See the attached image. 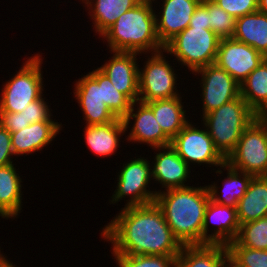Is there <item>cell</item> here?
I'll return each mask as SVG.
<instances>
[{
  "mask_svg": "<svg viewBox=\"0 0 267 267\" xmlns=\"http://www.w3.org/2000/svg\"><path fill=\"white\" fill-rule=\"evenodd\" d=\"M101 231L111 254L178 256L182 244L173 235L156 202L121 208Z\"/></svg>",
  "mask_w": 267,
  "mask_h": 267,
  "instance_id": "cell-1",
  "label": "cell"
},
{
  "mask_svg": "<svg viewBox=\"0 0 267 267\" xmlns=\"http://www.w3.org/2000/svg\"><path fill=\"white\" fill-rule=\"evenodd\" d=\"M210 195L207 186L158 190L156 204L182 245H203V222Z\"/></svg>",
  "mask_w": 267,
  "mask_h": 267,
  "instance_id": "cell-2",
  "label": "cell"
},
{
  "mask_svg": "<svg viewBox=\"0 0 267 267\" xmlns=\"http://www.w3.org/2000/svg\"><path fill=\"white\" fill-rule=\"evenodd\" d=\"M153 2L141 1L122 14L100 37L110 51L151 54L164 50L156 34ZM154 8V9H153Z\"/></svg>",
  "mask_w": 267,
  "mask_h": 267,
  "instance_id": "cell-3",
  "label": "cell"
},
{
  "mask_svg": "<svg viewBox=\"0 0 267 267\" xmlns=\"http://www.w3.org/2000/svg\"><path fill=\"white\" fill-rule=\"evenodd\" d=\"M258 117L239 95L212 112L204 115L201 122L213 140L215 148L227 157L234 151L244 130Z\"/></svg>",
  "mask_w": 267,
  "mask_h": 267,
  "instance_id": "cell-4",
  "label": "cell"
},
{
  "mask_svg": "<svg viewBox=\"0 0 267 267\" xmlns=\"http://www.w3.org/2000/svg\"><path fill=\"white\" fill-rule=\"evenodd\" d=\"M220 38L210 29L189 26L164 46V52L175 56L178 64L197 69L215 63Z\"/></svg>",
  "mask_w": 267,
  "mask_h": 267,
  "instance_id": "cell-5",
  "label": "cell"
},
{
  "mask_svg": "<svg viewBox=\"0 0 267 267\" xmlns=\"http://www.w3.org/2000/svg\"><path fill=\"white\" fill-rule=\"evenodd\" d=\"M42 55L36 53L26 60L0 92V112L16 113L43 96Z\"/></svg>",
  "mask_w": 267,
  "mask_h": 267,
  "instance_id": "cell-6",
  "label": "cell"
},
{
  "mask_svg": "<svg viewBox=\"0 0 267 267\" xmlns=\"http://www.w3.org/2000/svg\"><path fill=\"white\" fill-rule=\"evenodd\" d=\"M226 163L232 168L254 177L267 176V126L266 120L258 116L244 130L234 151Z\"/></svg>",
  "mask_w": 267,
  "mask_h": 267,
  "instance_id": "cell-7",
  "label": "cell"
},
{
  "mask_svg": "<svg viewBox=\"0 0 267 267\" xmlns=\"http://www.w3.org/2000/svg\"><path fill=\"white\" fill-rule=\"evenodd\" d=\"M121 171L118 172L117 186L112 195L110 204H117L123 198H129L126 205L138 206L155 202L157 190L149 189L152 180L151 163L144 157L133 158L128 163H123ZM148 188V189H147Z\"/></svg>",
  "mask_w": 267,
  "mask_h": 267,
  "instance_id": "cell-8",
  "label": "cell"
},
{
  "mask_svg": "<svg viewBox=\"0 0 267 267\" xmlns=\"http://www.w3.org/2000/svg\"><path fill=\"white\" fill-rule=\"evenodd\" d=\"M164 50L152 53L139 68V99L146 103L154 100L171 99L181 96L177 90V74L174 66L166 60Z\"/></svg>",
  "mask_w": 267,
  "mask_h": 267,
  "instance_id": "cell-9",
  "label": "cell"
},
{
  "mask_svg": "<svg viewBox=\"0 0 267 267\" xmlns=\"http://www.w3.org/2000/svg\"><path fill=\"white\" fill-rule=\"evenodd\" d=\"M205 129H199L189 121L171 140L170 146L190 166L206 164L208 167L222 166L226 159L215 148L212 138ZM192 163V164H191Z\"/></svg>",
  "mask_w": 267,
  "mask_h": 267,
  "instance_id": "cell-10",
  "label": "cell"
},
{
  "mask_svg": "<svg viewBox=\"0 0 267 267\" xmlns=\"http://www.w3.org/2000/svg\"><path fill=\"white\" fill-rule=\"evenodd\" d=\"M192 74L201 77L202 117L240 95V84L216 63L201 67Z\"/></svg>",
  "mask_w": 267,
  "mask_h": 267,
  "instance_id": "cell-11",
  "label": "cell"
},
{
  "mask_svg": "<svg viewBox=\"0 0 267 267\" xmlns=\"http://www.w3.org/2000/svg\"><path fill=\"white\" fill-rule=\"evenodd\" d=\"M265 58L251 46L231 37L220 39L215 63L241 84Z\"/></svg>",
  "mask_w": 267,
  "mask_h": 267,
  "instance_id": "cell-12",
  "label": "cell"
},
{
  "mask_svg": "<svg viewBox=\"0 0 267 267\" xmlns=\"http://www.w3.org/2000/svg\"><path fill=\"white\" fill-rule=\"evenodd\" d=\"M131 120H134L133 127L129 129ZM123 122L126 131L127 129L130 130L126 138L128 142L145 143V145L151 146L150 148L152 149L171 144V140L164 134L161 126L157 123L152 109L146 103L140 101L133 102L127 115L123 118Z\"/></svg>",
  "mask_w": 267,
  "mask_h": 267,
  "instance_id": "cell-13",
  "label": "cell"
},
{
  "mask_svg": "<svg viewBox=\"0 0 267 267\" xmlns=\"http://www.w3.org/2000/svg\"><path fill=\"white\" fill-rule=\"evenodd\" d=\"M112 58L98 67L121 93L125 94L132 102L139 99V65L138 53L111 51Z\"/></svg>",
  "mask_w": 267,
  "mask_h": 267,
  "instance_id": "cell-14",
  "label": "cell"
},
{
  "mask_svg": "<svg viewBox=\"0 0 267 267\" xmlns=\"http://www.w3.org/2000/svg\"><path fill=\"white\" fill-rule=\"evenodd\" d=\"M161 12L155 13L156 34L164 47L189 27L190 20L202 0H161ZM162 13V14H161ZM161 14V15H160Z\"/></svg>",
  "mask_w": 267,
  "mask_h": 267,
  "instance_id": "cell-15",
  "label": "cell"
},
{
  "mask_svg": "<svg viewBox=\"0 0 267 267\" xmlns=\"http://www.w3.org/2000/svg\"><path fill=\"white\" fill-rule=\"evenodd\" d=\"M212 222L214 231L209 234ZM240 224L237 218L236 207L218 204L211 199L207 204L203 222V245L223 244L228 245L234 241L239 233Z\"/></svg>",
  "mask_w": 267,
  "mask_h": 267,
  "instance_id": "cell-16",
  "label": "cell"
},
{
  "mask_svg": "<svg viewBox=\"0 0 267 267\" xmlns=\"http://www.w3.org/2000/svg\"><path fill=\"white\" fill-rule=\"evenodd\" d=\"M76 98L84 115L85 125L107 124L118 119L102 101L101 85L88 73L74 85Z\"/></svg>",
  "mask_w": 267,
  "mask_h": 267,
  "instance_id": "cell-17",
  "label": "cell"
},
{
  "mask_svg": "<svg viewBox=\"0 0 267 267\" xmlns=\"http://www.w3.org/2000/svg\"><path fill=\"white\" fill-rule=\"evenodd\" d=\"M159 152L151 165L152 179L162 185L165 190L189 187L185 184L190 177V167L169 145L153 148ZM162 151V152H161ZM154 162V163H153Z\"/></svg>",
  "mask_w": 267,
  "mask_h": 267,
  "instance_id": "cell-18",
  "label": "cell"
},
{
  "mask_svg": "<svg viewBox=\"0 0 267 267\" xmlns=\"http://www.w3.org/2000/svg\"><path fill=\"white\" fill-rule=\"evenodd\" d=\"M59 123L56 121L34 122L18 132L11 133L13 154L27 156L44 149L62 130V124Z\"/></svg>",
  "mask_w": 267,
  "mask_h": 267,
  "instance_id": "cell-19",
  "label": "cell"
},
{
  "mask_svg": "<svg viewBox=\"0 0 267 267\" xmlns=\"http://www.w3.org/2000/svg\"><path fill=\"white\" fill-rule=\"evenodd\" d=\"M83 132L88 149L98 157H109L119 150L120 137L126 129L123 119L118 118L107 124L85 125Z\"/></svg>",
  "mask_w": 267,
  "mask_h": 267,
  "instance_id": "cell-20",
  "label": "cell"
},
{
  "mask_svg": "<svg viewBox=\"0 0 267 267\" xmlns=\"http://www.w3.org/2000/svg\"><path fill=\"white\" fill-rule=\"evenodd\" d=\"M221 169L227 170V179L224 178L223 180V187L220 190L222 191L221 194H219V187H217L218 185L215 184V182L211 185H206L210 199L218 204L237 207L238 201L246 193L248 186L254 176L234 169L228 163L220 166V168L215 171L216 174H222L223 171Z\"/></svg>",
  "mask_w": 267,
  "mask_h": 267,
  "instance_id": "cell-21",
  "label": "cell"
},
{
  "mask_svg": "<svg viewBox=\"0 0 267 267\" xmlns=\"http://www.w3.org/2000/svg\"><path fill=\"white\" fill-rule=\"evenodd\" d=\"M14 164L0 167V216L17 218L22 210V178L16 172Z\"/></svg>",
  "mask_w": 267,
  "mask_h": 267,
  "instance_id": "cell-22",
  "label": "cell"
},
{
  "mask_svg": "<svg viewBox=\"0 0 267 267\" xmlns=\"http://www.w3.org/2000/svg\"><path fill=\"white\" fill-rule=\"evenodd\" d=\"M239 224L267 217V176L253 177L246 193L238 201Z\"/></svg>",
  "mask_w": 267,
  "mask_h": 267,
  "instance_id": "cell-23",
  "label": "cell"
},
{
  "mask_svg": "<svg viewBox=\"0 0 267 267\" xmlns=\"http://www.w3.org/2000/svg\"><path fill=\"white\" fill-rule=\"evenodd\" d=\"M89 10L95 33L101 36L125 12L137 6L141 0H83Z\"/></svg>",
  "mask_w": 267,
  "mask_h": 267,
  "instance_id": "cell-24",
  "label": "cell"
},
{
  "mask_svg": "<svg viewBox=\"0 0 267 267\" xmlns=\"http://www.w3.org/2000/svg\"><path fill=\"white\" fill-rule=\"evenodd\" d=\"M182 97L162 99L146 102L152 109L157 123L161 126L164 134L172 140L190 121L187 120L186 110L182 104Z\"/></svg>",
  "mask_w": 267,
  "mask_h": 267,
  "instance_id": "cell-25",
  "label": "cell"
},
{
  "mask_svg": "<svg viewBox=\"0 0 267 267\" xmlns=\"http://www.w3.org/2000/svg\"><path fill=\"white\" fill-rule=\"evenodd\" d=\"M233 38L251 46L267 58V14L256 11L237 18Z\"/></svg>",
  "mask_w": 267,
  "mask_h": 267,
  "instance_id": "cell-26",
  "label": "cell"
},
{
  "mask_svg": "<svg viewBox=\"0 0 267 267\" xmlns=\"http://www.w3.org/2000/svg\"><path fill=\"white\" fill-rule=\"evenodd\" d=\"M228 254L227 245H183L174 267H221Z\"/></svg>",
  "mask_w": 267,
  "mask_h": 267,
  "instance_id": "cell-27",
  "label": "cell"
},
{
  "mask_svg": "<svg viewBox=\"0 0 267 267\" xmlns=\"http://www.w3.org/2000/svg\"><path fill=\"white\" fill-rule=\"evenodd\" d=\"M240 96L258 116L267 110V58L240 84Z\"/></svg>",
  "mask_w": 267,
  "mask_h": 267,
  "instance_id": "cell-28",
  "label": "cell"
},
{
  "mask_svg": "<svg viewBox=\"0 0 267 267\" xmlns=\"http://www.w3.org/2000/svg\"><path fill=\"white\" fill-rule=\"evenodd\" d=\"M89 74L101 85L102 101L117 118L123 119L133 102L125 94L119 92L98 68Z\"/></svg>",
  "mask_w": 267,
  "mask_h": 267,
  "instance_id": "cell-29",
  "label": "cell"
},
{
  "mask_svg": "<svg viewBox=\"0 0 267 267\" xmlns=\"http://www.w3.org/2000/svg\"><path fill=\"white\" fill-rule=\"evenodd\" d=\"M235 240L246 248L267 250V217L241 224Z\"/></svg>",
  "mask_w": 267,
  "mask_h": 267,
  "instance_id": "cell-30",
  "label": "cell"
},
{
  "mask_svg": "<svg viewBox=\"0 0 267 267\" xmlns=\"http://www.w3.org/2000/svg\"><path fill=\"white\" fill-rule=\"evenodd\" d=\"M209 29L220 39L231 38L235 34L236 19L225 12L212 0H208Z\"/></svg>",
  "mask_w": 267,
  "mask_h": 267,
  "instance_id": "cell-31",
  "label": "cell"
},
{
  "mask_svg": "<svg viewBox=\"0 0 267 267\" xmlns=\"http://www.w3.org/2000/svg\"><path fill=\"white\" fill-rule=\"evenodd\" d=\"M117 267H174L177 256L113 254Z\"/></svg>",
  "mask_w": 267,
  "mask_h": 267,
  "instance_id": "cell-32",
  "label": "cell"
},
{
  "mask_svg": "<svg viewBox=\"0 0 267 267\" xmlns=\"http://www.w3.org/2000/svg\"><path fill=\"white\" fill-rule=\"evenodd\" d=\"M228 254L243 267H267V250L241 246L236 240L227 245Z\"/></svg>",
  "mask_w": 267,
  "mask_h": 267,
  "instance_id": "cell-33",
  "label": "cell"
},
{
  "mask_svg": "<svg viewBox=\"0 0 267 267\" xmlns=\"http://www.w3.org/2000/svg\"><path fill=\"white\" fill-rule=\"evenodd\" d=\"M235 19L258 11V0H212Z\"/></svg>",
  "mask_w": 267,
  "mask_h": 267,
  "instance_id": "cell-34",
  "label": "cell"
},
{
  "mask_svg": "<svg viewBox=\"0 0 267 267\" xmlns=\"http://www.w3.org/2000/svg\"><path fill=\"white\" fill-rule=\"evenodd\" d=\"M49 107L50 106H48L45 98L42 96L39 99L32 101L28 107L22 111V114L30 124L40 121H54L53 117H51L52 113Z\"/></svg>",
  "mask_w": 267,
  "mask_h": 267,
  "instance_id": "cell-35",
  "label": "cell"
},
{
  "mask_svg": "<svg viewBox=\"0 0 267 267\" xmlns=\"http://www.w3.org/2000/svg\"><path fill=\"white\" fill-rule=\"evenodd\" d=\"M0 125L11 134L29 126L30 123L26 121L22 111L16 113L0 112Z\"/></svg>",
  "mask_w": 267,
  "mask_h": 267,
  "instance_id": "cell-36",
  "label": "cell"
},
{
  "mask_svg": "<svg viewBox=\"0 0 267 267\" xmlns=\"http://www.w3.org/2000/svg\"><path fill=\"white\" fill-rule=\"evenodd\" d=\"M13 156L11 134L0 125V167L12 164Z\"/></svg>",
  "mask_w": 267,
  "mask_h": 267,
  "instance_id": "cell-37",
  "label": "cell"
},
{
  "mask_svg": "<svg viewBox=\"0 0 267 267\" xmlns=\"http://www.w3.org/2000/svg\"><path fill=\"white\" fill-rule=\"evenodd\" d=\"M189 26L204 27L209 29V13H208V0H202V2L196 8Z\"/></svg>",
  "mask_w": 267,
  "mask_h": 267,
  "instance_id": "cell-38",
  "label": "cell"
},
{
  "mask_svg": "<svg viewBox=\"0 0 267 267\" xmlns=\"http://www.w3.org/2000/svg\"><path fill=\"white\" fill-rule=\"evenodd\" d=\"M221 267H243L238 262H236L229 254L225 256V259Z\"/></svg>",
  "mask_w": 267,
  "mask_h": 267,
  "instance_id": "cell-39",
  "label": "cell"
},
{
  "mask_svg": "<svg viewBox=\"0 0 267 267\" xmlns=\"http://www.w3.org/2000/svg\"><path fill=\"white\" fill-rule=\"evenodd\" d=\"M258 11L267 14V0H258Z\"/></svg>",
  "mask_w": 267,
  "mask_h": 267,
  "instance_id": "cell-40",
  "label": "cell"
},
{
  "mask_svg": "<svg viewBox=\"0 0 267 267\" xmlns=\"http://www.w3.org/2000/svg\"><path fill=\"white\" fill-rule=\"evenodd\" d=\"M15 266L16 265H13L12 262H10L8 259H6L5 262L0 267H15Z\"/></svg>",
  "mask_w": 267,
  "mask_h": 267,
  "instance_id": "cell-41",
  "label": "cell"
},
{
  "mask_svg": "<svg viewBox=\"0 0 267 267\" xmlns=\"http://www.w3.org/2000/svg\"><path fill=\"white\" fill-rule=\"evenodd\" d=\"M6 259H7L6 256L1 254V250H0V266L5 262Z\"/></svg>",
  "mask_w": 267,
  "mask_h": 267,
  "instance_id": "cell-42",
  "label": "cell"
},
{
  "mask_svg": "<svg viewBox=\"0 0 267 267\" xmlns=\"http://www.w3.org/2000/svg\"><path fill=\"white\" fill-rule=\"evenodd\" d=\"M260 116L267 121V110Z\"/></svg>",
  "mask_w": 267,
  "mask_h": 267,
  "instance_id": "cell-43",
  "label": "cell"
},
{
  "mask_svg": "<svg viewBox=\"0 0 267 267\" xmlns=\"http://www.w3.org/2000/svg\"><path fill=\"white\" fill-rule=\"evenodd\" d=\"M141 1L153 2V3H155V2H156V0H141ZM154 1H155V2H154Z\"/></svg>",
  "mask_w": 267,
  "mask_h": 267,
  "instance_id": "cell-44",
  "label": "cell"
}]
</instances>
